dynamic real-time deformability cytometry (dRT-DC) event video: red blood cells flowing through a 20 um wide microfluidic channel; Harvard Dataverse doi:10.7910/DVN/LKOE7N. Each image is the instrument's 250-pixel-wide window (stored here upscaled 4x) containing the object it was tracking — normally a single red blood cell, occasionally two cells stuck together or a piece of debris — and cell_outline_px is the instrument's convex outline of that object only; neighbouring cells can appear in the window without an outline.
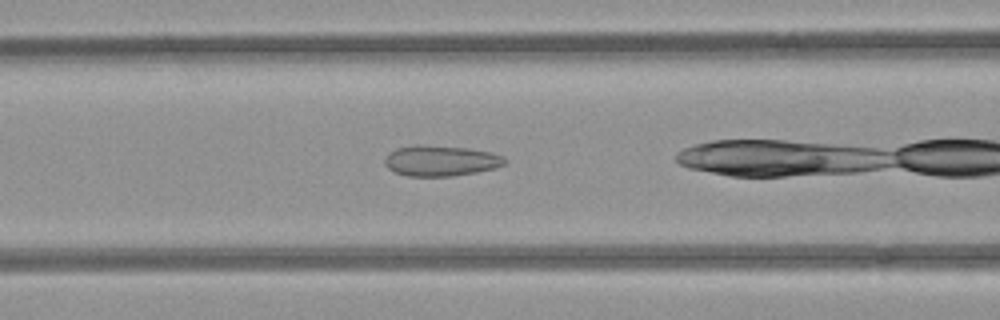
{"species": "common noctule bat (a hibernating species)", "species_latin": "Nyctalus noctula", "temperature_condition": "room temperature", "stored_images_in_passage": 34, "camera_frame_rate_fps": 3000, "um_per_image_px": 0.085, "animal": {"sex": "female", "body_mass_g": 21.9}, "frame": {"image": 1, "passage_image": 14, "time_ms": 4.333, "image_size_px": [1000, 320], "cell_outline_px": [[508, 160], [504, 164], [496, 168], [476, 172], [452, 176], [408, 176], [396, 172], [388, 168], [384, 164], [384, 160], [388, 152], [396, 148], [416, 144], [420, 144], [468, 148], [492, 152], [504, 156]], "centroid_in_image_um": [37.47, 13.65], "position_along_channel_um": 129.1, "area_um2": 21.68}}
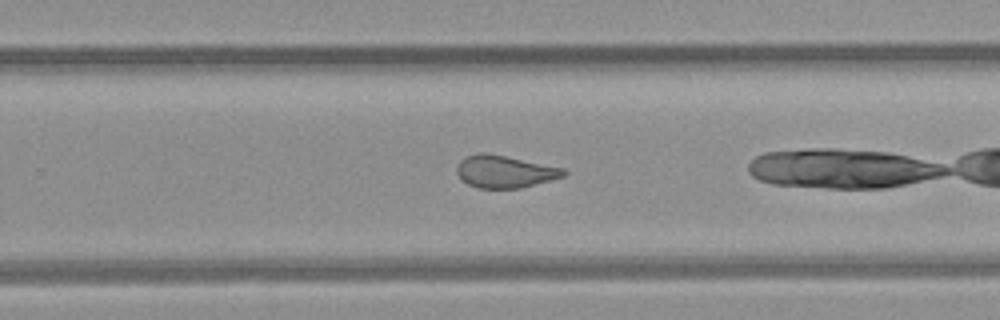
{"frame": {"image": 2, "passage_image": 26, "time_ms": 8.333, "image_size_px": [1000, 320], "cell_outline_px": [[568, 172], [564, 176], [520, 188], [476, 188], [468, 184], [456, 172], [456, 168], [460, 160], [468, 156], [480, 152], [484, 152], [564, 168]], "centroid_in_image_um": [42.89, 14.59], "position_along_channel_um": 286.9, "area_um2": 19.83}}
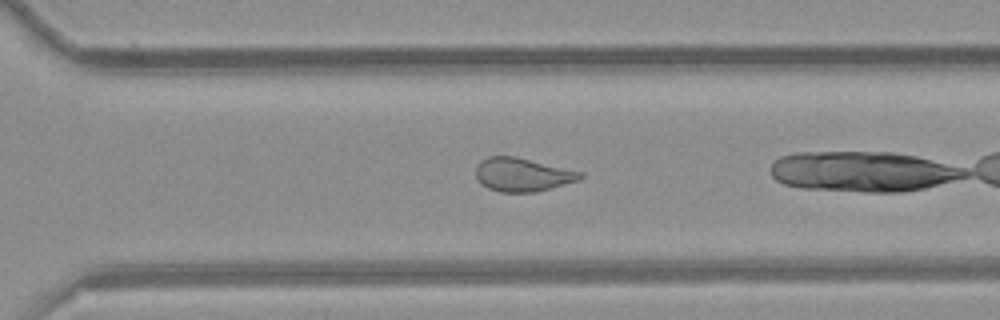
{"frame": {"image": 3, "passage_image": 29, "time_ms": 9.333, "image_size_px": [1000, 320], "cell_outline_px": [[584, 176], [580, 180], [536, 192], [500, 192], [488, 188], [480, 184], [476, 176], [476, 164], [480, 160], [488, 156], [516, 156], [584, 172]], "centroid_in_image_um": [44.41, 14.84], "position_along_channel_um": 326.2, "area_um2": 20.69}}